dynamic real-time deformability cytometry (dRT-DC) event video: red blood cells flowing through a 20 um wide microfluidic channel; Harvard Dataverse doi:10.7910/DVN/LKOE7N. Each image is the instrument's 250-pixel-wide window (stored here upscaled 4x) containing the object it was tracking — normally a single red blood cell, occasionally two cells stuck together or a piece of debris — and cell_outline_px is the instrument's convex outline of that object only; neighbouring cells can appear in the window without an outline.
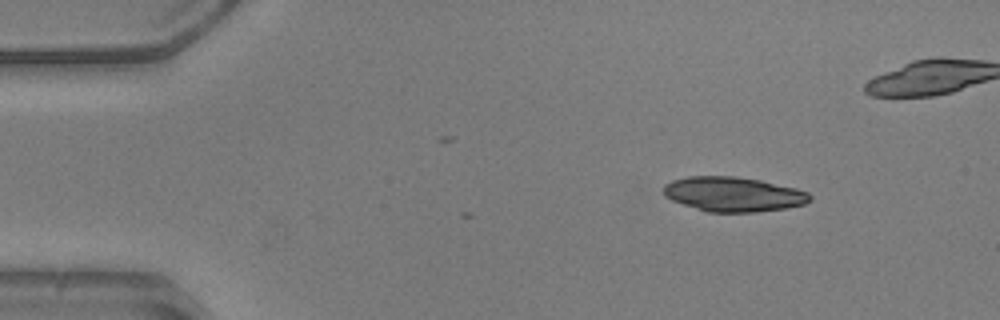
{"species": "common noctule bat (a hibernating species)", "species_latin": "Nyctalus noctula", "temperature_condition": "warm", "stored_images_in_passage": 40, "camera_frame_rate_fps": 3000, "um_per_image_px": 0.085, "animal": {"sex": "male", "body_mass_g": 20.5, "forearm_length_mm": 52.5}, "frame": {"image": 1, "passage_image": 1, "time_ms": 0.0, "image_size_px": [1000, 320], "cell_outline_px": [[812, 200], [804, 204], [788, 208], [756, 212], [708, 212], [672, 200], [664, 196], [664, 184], [672, 180], [688, 176], [736, 176], [760, 180], [796, 188], [808, 192], [812, 196]], "centroid_in_image_um": [62.36, 16.5], "position_along_channel_um": 22.6, "area_um2": 29.65}}